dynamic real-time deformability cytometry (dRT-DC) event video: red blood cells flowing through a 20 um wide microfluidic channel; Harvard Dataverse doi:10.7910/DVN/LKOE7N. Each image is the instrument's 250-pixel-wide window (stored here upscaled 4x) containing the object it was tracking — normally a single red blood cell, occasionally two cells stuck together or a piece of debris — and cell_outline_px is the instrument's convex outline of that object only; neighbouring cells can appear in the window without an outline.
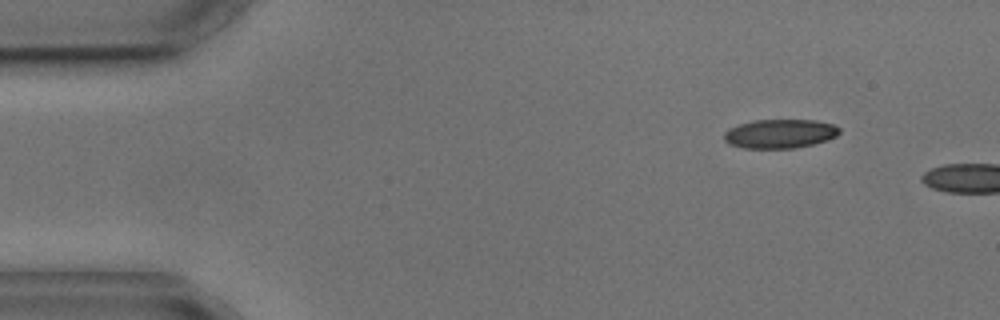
{"species": "common noctule bat (a hibernating species)", "species_latin": "Nyctalus noctula", "temperature_condition": "cold", "stored_images_in_passage": 4, "camera_frame_rate_fps": 3000, "um_per_image_px": 0.085, "animal": {"sex": "male", "body_mass_g": 17.9, "forearm_length_mm": 54.2}, "frame": {"image": 1, "passage_image": 1, "time_ms": 0.0, "image_size_px": [1000, 320], "cell_outline_px": [[840, 132], [836, 136], [828, 140], [796, 148], [744, 148], [728, 144], [724, 140], [724, 132], [728, 128], [752, 120], [816, 120], [836, 124], [840, 128]], "centroid_in_image_um": [66.3, 11.36], "position_along_channel_um": 18.7, "area_um2": 19.71}}